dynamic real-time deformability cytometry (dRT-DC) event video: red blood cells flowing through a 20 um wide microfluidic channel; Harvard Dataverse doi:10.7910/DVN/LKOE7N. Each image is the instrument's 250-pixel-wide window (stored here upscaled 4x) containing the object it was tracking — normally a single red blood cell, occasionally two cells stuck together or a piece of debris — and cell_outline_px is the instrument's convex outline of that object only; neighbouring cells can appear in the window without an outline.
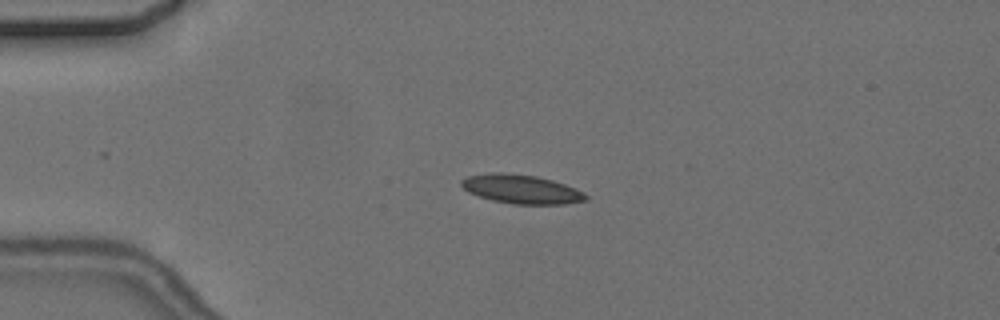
{"species": "common noctule bat (a hibernating species)", "species_latin": "Nyctalus noctula", "temperature_condition": "cold", "stored_images_in_passage": 4, "camera_frame_rate_fps": 3000, "um_per_image_px": 0.085, "animal": {"sex": "female", "body_mass_g": 24.6, "forearm_length_mm": 56.2}, "frame": {"image": 1, "passage_image": 3, "time_ms": 3.333, "image_size_px": [1000, 320], "cell_outline_px": [[588, 200], [564, 204], [512, 204], [492, 200], [468, 192], [460, 184], [460, 180], [468, 176], [492, 172], [500, 172], [536, 176], [552, 180], [576, 188], [584, 192], [588, 196]], "centroid_in_image_um": [44.32, 16.08], "position_along_channel_um": 40.7, "area_um2": 20.98}}